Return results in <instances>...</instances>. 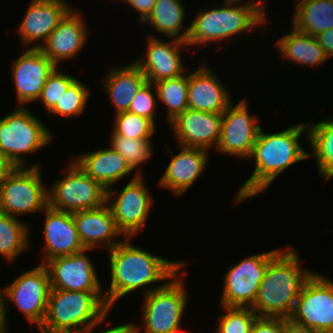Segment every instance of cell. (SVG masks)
Masks as SVG:
<instances>
[{
	"label": "cell",
	"mask_w": 333,
	"mask_h": 333,
	"mask_svg": "<svg viewBox=\"0 0 333 333\" xmlns=\"http://www.w3.org/2000/svg\"><path fill=\"white\" fill-rule=\"evenodd\" d=\"M131 240L123 238L108 251L110 287L104 291V294L110 309L119 299L139 289L143 288V293L146 295L164 286L184 266H187L184 260H168L154 255L133 245ZM160 281L166 282L157 285Z\"/></svg>",
	"instance_id": "1"
},
{
	"label": "cell",
	"mask_w": 333,
	"mask_h": 333,
	"mask_svg": "<svg viewBox=\"0 0 333 333\" xmlns=\"http://www.w3.org/2000/svg\"><path fill=\"white\" fill-rule=\"evenodd\" d=\"M302 133H307L308 140L307 122L275 133H265L261 128L248 158L253 161L254 170L236 192L233 199L235 205L264 193L283 171L309 159V152L299 142Z\"/></svg>",
	"instance_id": "2"
},
{
	"label": "cell",
	"mask_w": 333,
	"mask_h": 333,
	"mask_svg": "<svg viewBox=\"0 0 333 333\" xmlns=\"http://www.w3.org/2000/svg\"><path fill=\"white\" fill-rule=\"evenodd\" d=\"M291 246L275 249L262 279L252 310L260 317L289 318L306 281L314 271L302 269Z\"/></svg>",
	"instance_id": "3"
},
{
	"label": "cell",
	"mask_w": 333,
	"mask_h": 333,
	"mask_svg": "<svg viewBox=\"0 0 333 333\" xmlns=\"http://www.w3.org/2000/svg\"><path fill=\"white\" fill-rule=\"evenodd\" d=\"M104 292L51 289L38 333H87L109 315Z\"/></svg>",
	"instance_id": "4"
},
{
	"label": "cell",
	"mask_w": 333,
	"mask_h": 333,
	"mask_svg": "<svg viewBox=\"0 0 333 333\" xmlns=\"http://www.w3.org/2000/svg\"><path fill=\"white\" fill-rule=\"evenodd\" d=\"M223 3L215 8L200 10L193 17L186 40L189 47L197 46L199 49L200 45L223 44L233 36L239 37L238 35L267 23V20L249 5L228 0Z\"/></svg>",
	"instance_id": "5"
},
{
	"label": "cell",
	"mask_w": 333,
	"mask_h": 333,
	"mask_svg": "<svg viewBox=\"0 0 333 333\" xmlns=\"http://www.w3.org/2000/svg\"><path fill=\"white\" fill-rule=\"evenodd\" d=\"M43 123L28 107L22 106L0 119V150L15 167H41L39 163L27 165L26 155L54 139V133Z\"/></svg>",
	"instance_id": "6"
},
{
	"label": "cell",
	"mask_w": 333,
	"mask_h": 333,
	"mask_svg": "<svg viewBox=\"0 0 333 333\" xmlns=\"http://www.w3.org/2000/svg\"><path fill=\"white\" fill-rule=\"evenodd\" d=\"M185 271L180 270L164 286L143 295L142 325L136 324L139 333H183L181 320L189 297L183 280Z\"/></svg>",
	"instance_id": "7"
},
{
	"label": "cell",
	"mask_w": 333,
	"mask_h": 333,
	"mask_svg": "<svg viewBox=\"0 0 333 333\" xmlns=\"http://www.w3.org/2000/svg\"><path fill=\"white\" fill-rule=\"evenodd\" d=\"M40 167H15L0 180V212L19 218L43 212L48 206V188ZM19 216V217H18Z\"/></svg>",
	"instance_id": "8"
},
{
	"label": "cell",
	"mask_w": 333,
	"mask_h": 333,
	"mask_svg": "<svg viewBox=\"0 0 333 333\" xmlns=\"http://www.w3.org/2000/svg\"><path fill=\"white\" fill-rule=\"evenodd\" d=\"M65 168L63 178L48 188V206L70 213L106 204L107 190L89 177L74 160Z\"/></svg>",
	"instance_id": "9"
},
{
	"label": "cell",
	"mask_w": 333,
	"mask_h": 333,
	"mask_svg": "<svg viewBox=\"0 0 333 333\" xmlns=\"http://www.w3.org/2000/svg\"><path fill=\"white\" fill-rule=\"evenodd\" d=\"M144 181L146 180L143 176L135 173L131 181L120 191L114 186L107 190L106 203L124 238L135 237L146 226L149 218L154 200Z\"/></svg>",
	"instance_id": "10"
},
{
	"label": "cell",
	"mask_w": 333,
	"mask_h": 333,
	"mask_svg": "<svg viewBox=\"0 0 333 333\" xmlns=\"http://www.w3.org/2000/svg\"><path fill=\"white\" fill-rule=\"evenodd\" d=\"M3 290L6 316L9 314L8 304L13 302L30 324H36L38 330L45 319L51 290L46 266L39 263L19 275L11 284L3 287Z\"/></svg>",
	"instance_id": "11"
},
{
	"label": "cell",
	"mask_w": 333,
	"mask_h": 333,
	"mask_svg": "<svg viewBox=\"0 0 333 333\" xmlns=\"http://www.w3.org/2000/svg\"><path fill=\"white\" fill-rule=\"evenodd\" d=\"M275 249L246 256L236 265H230L223 280L220 306L252 307L258 295L259 285Z\"/></svg>",
	"instance_id": "12"
},
{
	"label": "cell",
	"mask_w": 333,
	"mask_h": 333,
	"mask_svg": "<svg viewBox=\"0 0 333 333\" xmlns=\"http://www.w3.org/2000/svg\"><path fill=\"white\" fill-rule=\"evenodd\" d=\"M289 318L319 332L333 333V280L314 272L306 281Z\"/></svg>",
	"instance_id": "13"
},
{
	"label": "cell",
	"mask_w": 333,
	"mask_h": 333,
	"mask_svg": "<svg viewBox=\"0 0 333 333\" xmlns=\"http://www.w3.org/2000/svg\"><path fill=\"white\" fill-rule=\"evenodd\" d=\"M247 99L232 103L223 113L221 136L215 151L248 159L261 130L259 116L250 113Z\"/></svg>",
	"instance_id": "14"
},
{
	"label": "cell",
	"mask_w": 333,
	"mask_h": 333,
	"mask_svg": "<svg viewBox=\"0 0 333 333\" xmlns=\"http://www.w3.org/2000/svg\"><path fill=\"white\" fill-rule=\"evenodd\" d=\"M84 249L68 256H59L47 261L46 266L51 289L83 292H102L101 281L91 257ZM90 257V258H89Z\"/></svg>",
	"instance_id": "15"
},
{
	"label": "cell",
	"mask_w": 333,
	"mask_h": 333,
	"mask_svg": "<svg viewBox=\"0 0 333 333\" xmlns=\"http://www.w3.org/2000/svg\"><path fill=\"white\" fill-rule=\"evenodd\" d=\"M57 66L40 48H27L11 64V79L15 85L17 106L38 101L48 76Z\"/></svg>",
	"instance_id": "16"
},
{
	"label": "cell",
	"mask_w": 333,
	"mask_h": 333,
	"mask_svg": "<svg viewBox=\"0 0 333 333\" xmlns=\"http://www.w3.org/2000/svg\"><path fill=\"white\" fill-rule=\"evenodd\" d=\"M169 41L154 35L147 36L145 57L133 61L144 73L148 82L156 83L183 75L186 67L183 63V47L186 42L169 38Z\"/></svg>",
	"instance_id": "17"
},
{
	"label": "cell",
	"mask_w": 333,
	"mask_h": 333,
	"mask_svg": "<svg viewBox=\"0 0 333 333\" xmlns=\"http://www.w3.org/2000/svg\"><path fill=\"white\" fill-rule=\"evenodd\" d=\"M223 113L186 109L169 124L177 145L216 149L221 136Z\"/></svg>",
	"instance_id": "18"
},
{
	"label": "cell",
	"mask_w": 333,
	"mask_h": 333,
	"mask_svg": "<svg viewBox=\"0 0 333 333\" xmlns=\"http://www.w3.org/2000/svg\"><path fill=\"white\" fill-rule=\"evenodd\" d=\"M72 8L66 0H31L17 26L21 46L40 48L47 41L58 22ZM41 43H34V42ZM36 44V45H34Z\"/></svg>",
	"instance_id": "19"
},
{
	"label": "cell",
	"mask_w": 333,
	"mask_h": 333,
	"mask_svg": "<svg viewBox=\"0 0 333 333\" xmlns=\"http://www.w3.org/2000/svg\"><path fill=\"white\" fill-rule=\"evenodd\" d=\"M81 15L72 7L40 47L57 67L61 62L73 59L86 44L89 32Z\"/></svg>",
	"instance_id": "20"
},
{
	"label": "cell",
	"mask_w": 333,
	"mask_h": 333,
	"mask_svg": "<svg viewBox=\"0 0 333 333\" xmlns=\"http://www.w3.org/2000/svg\"><path fill=\"white\" fill-rule=\"evenodd\" d=\"M202 62L189 73L188 109L224 113L233 103L230 90L222 84L204 59Z\"/></svg>",
	"instance_id": "21"
},
{
	"label": "cell",
	"mask_w": 333,
	"mask_h": 333,
	"mask_svg": "<svg viewBox=\"0 0 333 333\" xmlns=\"http://www.w3.org/2000/svg\"><path fill=\"white\" fill-rule=\"evenodd\" d=\"M43 224L44 251L40 264L59 257L84 250L80 241L73 213L60 211L47 206Z\"/></svg>",
	"instance_id": "22"
},
{
	"label": "cell",
	"mask_w": 333,
	"mask_h": 333,
	"mask_svg": "<svg viewBox=\"0 0 333 333\" xmlns=\"http://www.w3.org/2000/svg\"><path fill=\"white\" fill-rule=\"evenodd\" d=\"M179 153L171 161L157 185L174 196L184 194L199 179L208 166V150L177 145Z\"/></svg>",
	"instance_id": "23"
},
{
	"label": "cell",
	"mask_w": 333,
	"mask_h": 333,
	"mask_svg": "<svg viewBox=\"0 0 333 333\" xmlns=\"http://www.w3.org/2000/svg\"><path fill=\"white\" fill-rule=\"evenodd\" d=\"M73 218L80 241L86 249L103 246L109 251L122 241L117 239L123 234L117 228L107 203L94 209L74 212Z\"/></svg>",
	"instance_id": "24"
},
{
	"label": "cell",
	"mask_w": 333,
	"mask_h": 333,
	"mask_svg": "<svg viewBox=\"0 0 333 333\" xmlns=\"http://www.w3.org/2000/svg\"><path fill=\"white\" fill-rule=\"evenodd\" d=\"M73 160L93 180L106 190L133 171L120 153L110 146L78 154Z\"/></svg>",
	"instance_id": "25"
},
{
	"label": "cell",
	"mask_w": 333,
	"mask_h": 333,
	"mask_svg": "<svg viewBox=\"0 0 333 333\" xmlns=\"http://www.w3.org/2000/svg\"><path fill=\"white\" fill-rule=\"evenodd\" d=\"M113 104L115 113L126 112L135 95L147 82L143 71L134 63L110 68L101 81Z\"/></svg>",
	"instance_id": "26"
},
{
	"label": "cell",
	"mask_w": 333,
	"mask_h": 333,
	"mask_svg": "<svg viewBox=\"0 0 333 333\" xmlns=\"http://www.w3.org/2000/svg\"><path fill=\"white\" fill-rule=\"evenodd\" d=\"M291 27L288 34L278 38L274 43L284 59L300 66L310 67H318L328 60L327 54L320 47L316 37L300 32L293 26Z\"/></svg>",
	"instance_id": "27"
},
{
	"label": "cell",
	"mask_w": 333,
	"mask_h": 333,
	"mask_svg": "<svg viewBox=\"0 0 333 333\" xmlns=\"http://www.w3.org/2000/svg\"><path fill=\"white\" fill-rule=\"evenodd\" d=\"M181 0H157L151 13L141 24H149V27L162 34L164 38H175L186 42L189 34V25L183 28L186 9Z\"/></svg>",
	"instance_id": "28"
},
{
	"label": "cell",
	"mask_w": 333,
	"mask_h": 333,
	"mask_svg": "<svg viewBox=\"0 0 333 333\" xmlns=\"http://www.w3.org/2000/svg\"><path fill=\"white\" fill-rule=\"evenodd\" d=\"M292 26L307 35L317 36L333 29V0H296Z\"/></svg>",
	"instance_id": "29"
},
{
	"label": "cell",
	"mask_w": 333,
	"mask_h": 333,
	"mask_svg": "<svg viewBox=\"0 0 333 333\" xmlns=\"http://www.w3.org/2000/svg\"><path fill=\"white\" fill-rule=\"evenodd\" d=\"M310 123L307 122L309 158L316 160L319 176L327 181L333 178V118Z\"/></svg>",
	"instance_id": "30"
},
{
	"label": "cell",
	"mask_w": 333,
	"mask_h": 333,
	"mask_svg": "<svg viewBox=\"0 0 333 333\" xmlns=\"http://www.w3.org/2000/svg\"><path fill=\"white\" fill-rule=\"evenodd\" d=\"M30 224L0 212V256L12 262L21 253L31 249Z\"/></svg>",
	"instance_id": "31"
},
{
	"label": "cell",
	"mask_w": 333,
	"mask_h": 333,
	"mask_svg": "<svg viewBox=\"0 0 333 333\" xmlns=\"http://www.w3.org/2000/svg\"><path fill=\"white\" fill-rule=\"evenodd\" d=\"M165 79L154 83L158 101L165 105L167 116L165 121L170 123L179 114L188 109L189 73Z\"/></svg>",
	"instance_id": "32"
},
{
	"label": "cell",
	"mask_w": 333,
	"mask_h": 333,
	"mask_svg": "<svg viewBox=\"0 0 333 333\" xmlns=\"http://www.w3.org/2000/svg\"><path fill=\"white\" fill-rule=\"evenodd\" d=\"M110 147L120 153L130 168L138 176H143L141 167L149 161L153 154V143L150 139H131L124 136H111Z\"/></svg>",
	"instance_id": "33"
},
{
	"label": "cell",
	"mask_w": 333,
	"mask_h": 333,
	"mask_svg": "<svg viewBox=\"0 0 333 333\" xmlns=\"http://www.w3.org/2000/svg\"><path fill=\"white\" fill-rule=\"evenodd\" d=\"M90 93V88L77 78L48 113L66 120L79 117L87 108Z\"/></svg>",
	"instance_id": "34"
},
{
	"label": "cell",
	"mask_w": 333,
	"mask_h": 333,
	"mask_svg": "<svg viewBox=\"0 0 333 333\" xmlns=\"http://www.w3.org/2000/svg\"><path fill=\"white\" fill-rule=\"evenodd\" d=\"M111 136H124L131 139H151L156 125L143 116L126 111L115 114Z\"/></svg>",
	"instance_id": "35"
},
{
	"label": "cell",
	"mask_w": 333,
	"mask_h": 333,
	"mask_svg": "<svg viewBox=\"0 0 333 333\" xmlns=\"http://www.w3.org/2000/svg\"><path fill=\"white\" fill-rule=\"evenodd\" d=\"M225 311L218 319L215 333H251L257 314L250 307L221 306Z\"/></svg>",
	"instance_id": "36"
},
{
	"label": "cell",
	"mask_w": 333,
	"mask_h": 333,
	"mask_svg": "<svg viewBox=\"0 0 333 333\" xmlns=\"http://www.w3.org/2000/svg\"><path fill=\"white\" fill-rule=\"evenodd\" d=\"M58 69L56 67L48 76L38 98L48 112L58 103L68 87L77 79L76 76L63 73V71L61 72Z\"/></svg>",
	"instance_id": "37"
},
{
	"label": "cell",
	"mask_w": 333,
	"mask_h": 333,
	"mask_svg": "<svg viewBox=\"0 0 333 333\" xmlns=\"http://www.w3.org/2000/svg\"><path fill=\"white\" fill-rule=\"evenodd\" d=\"M157 102L158 98L156 88L153 83L147 81L135 95L128 111L148 118L156 125L155 116L156 109L158 108Z\"/></svg>",
	"instance_id": "38"
},
{
	"label": "cell",
	"mask_w": 333,
	"mask_h": 333,
	"mask_svg": "<svg viewBox=\"0 0 333 333\" xmlns=\"http://www.w3.org/2000/svg\"><path fill=\"white\" fill-rule=\"evenodd\" d=\"M284 318L257 316L251 333H283Z\"/></svg>",
	"instance_id": "39"
},
{
	"label": "cell",
	"mask_w": 333,
	"mask_h": 333,
	"mask_svg": "<svg viewBox=\"0 0 333 333\" xmlns=\"http://www.w3.org/2000/svg\"><path fill=\"white\" fill-rule=\"evenodd\" d=\"M115 1V0H114ZM118 2L127 3L126 5L133 8L139 13V20L142 23L151 13L152 8L157 0H117Z\"/></svg>",
	"instance_id": "40"
},
{
	"label": "cell",
	"mask_w": 333,
	"mask_h": 333,
	"mask_svg": "<svg viewBox=\"0 0 333 333\" xmlns=\"http://www.w3.org/2000/svg\"><path fill=\"white\" fill-rule=\"evenodd\" d=\"M106 320L107 318L87 333H94L95 332L94 330L97 329V327H99L100 325L104 324ZM98 333H139V331L138 328L136 327V324L130 322L119 325H115L114 323L113 327L105 328V330H100V331L98 330Z\"/></svg>",
	"instance_id": "41"
},
{
	"label": "cell",
	"mask_w": 333,
	"mask_h": 333,
	"mask_svg": "<svg viewBox=\"0 0 333 333\" xmlns=\"http://www.w3.org/2000/svg\"><path fill=\"white\" fill-rule=\"evenodd\" d=\"M315 37L328 59L331 58L333 56V29H328Z\"/></svg>",
	"instance_id": "42"
},
{
	"label": "cell",
	"mask_w": 333,
	"mask_h": 333,
	"mask_svg": "<svg viewBox=\"0 0 333 333\" xmlns=\"http://www.w3.org/2000/svg\"><path fill=\"white\" fill-rule=\"evenodd\" d=\"M283 333H322L314 328L303 326L293 322L290 318H284Z\"/></svg>",
	"instance_id": "43"
},
{
	"label": "cell",
	"mask_w": 333,
	"mask_h": 333,
	"mask_svg": "<svg viewBox=\"0 0 333 333\" xmlns=\"http://www.w3.org/2000/svg\"><path fill=\"white\" fill-rule=\"evenodd\" d=\"M228 1H231V2H236V3H240V4H246V5H249L251 7H253L257 12H259L266 20L267 17H266V2L265 0H228ZM246 1V2H245Z\"/></svg>",
	"instance_id": "44"
},
{
	"label": "cell",
	"mask_w": 333,
	"mask_h": 333,
	"mask_svg": "<svg viewBox=\"0 0 333 333\" xmlns=\"http://www.w3.org/2000/svg\"><path fill=\"white\" fill-rule=\"evenodd\" d=\"M15 168L6 154L0 150V180L8 175Z\"/></svg>",
	"instance_id": "45"
},
{
	"label": "cell",
	"mask_w": 333,
	"mask_h": 333,
	"mask_svg": "<svg viewBox=\"0 0 333 333\" xmlns=\"http://www.w3.org/2000/svg\"><path fill=\"white\" fill-rule=\"evenodd\" d=\"M4 290L0 288V319H8L5 314Z\"/></svg>",
	"instance_id": "46"
},
{
	"label": "cell",
	"mask_w": 333,
	"mask_h": 333,
	"mask_svg": "<svg viewBox=\"0 0 333 333\" xmlns=\"http://www.w3.org/2000/svg\"><path fill=\"white\" fill-rule=\"evenodd\" d=\"M8 320L0 319V333H8Z\"/></svg>",
	"instance_id": "47"
}]
</instances>
